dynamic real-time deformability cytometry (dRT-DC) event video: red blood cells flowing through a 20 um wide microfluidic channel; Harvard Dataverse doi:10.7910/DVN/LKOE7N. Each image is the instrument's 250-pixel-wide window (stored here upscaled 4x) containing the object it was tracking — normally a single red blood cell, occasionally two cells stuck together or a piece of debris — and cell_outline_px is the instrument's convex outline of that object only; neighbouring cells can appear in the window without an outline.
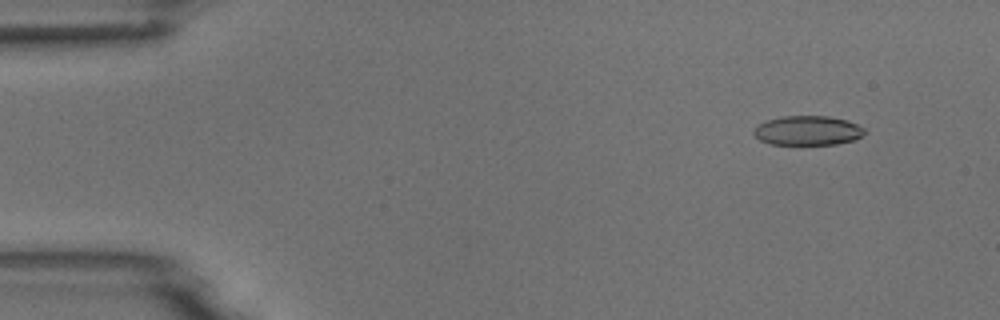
{"species": "common noctule bat (a hibernating species)", "species_latin": "Nyctalus noctula", "temperature_condition": "room temperature", "stored_images_in_passage": 4, "camera_frame_rate_fps": 3000, "um_per_image_px": 0.085, "animal": {"sex": "male", "body_mass_g": 18.8}, "frame": {"image": 1, "passage_image": 1, "time_ms": 0.0, "image_size_px": [1000, 320], "cell_outline_px": [[868, 132], [856, 140], [836, 144], [768, 144], [760, 140], [752, 132], [756, 124], [768, 120], [784, 116], [828, 116], [848, 120], [864, 128]], "centroid_in_image_um": [68.67, 11.1], "position_along_channel_um": 16.3, "area_um2": 19.19}}
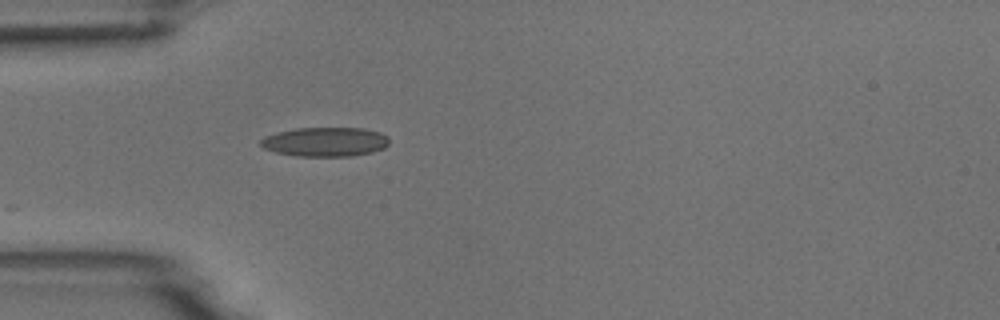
{"frame": {"image": 2, "passage_image": 4, "time_ms": 1.0, "image_size_px": [1000, 320], "cell_outline_px": [[388, 144], [384, 148], [372, 152], [352, 156], [296, 156], [276, 152], [264, 148], [260, 144], [260, 140], [264, 136], [296, 128], [364, 128], [380, 132], [388, 136]], "centroid_in_image_um": [27.66, 12.05], "position_along_channel_um": 57.3, "area_um2": 21.91}}